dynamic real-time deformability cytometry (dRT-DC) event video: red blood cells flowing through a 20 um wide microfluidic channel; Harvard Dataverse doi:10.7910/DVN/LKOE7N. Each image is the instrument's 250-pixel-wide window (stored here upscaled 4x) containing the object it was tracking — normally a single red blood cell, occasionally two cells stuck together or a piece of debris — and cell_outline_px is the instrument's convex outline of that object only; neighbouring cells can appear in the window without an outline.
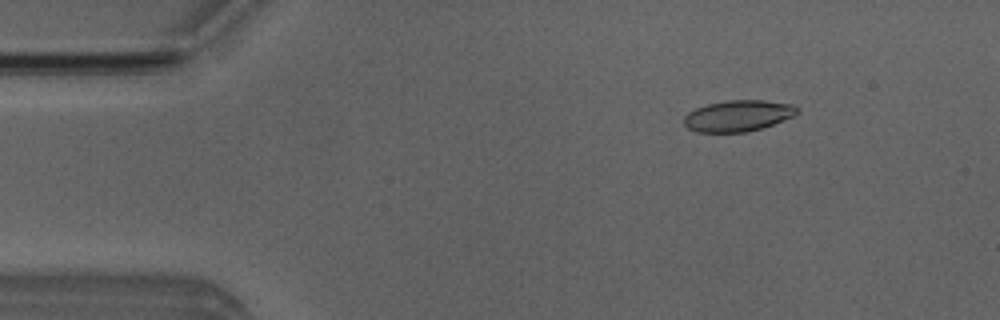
{"species": "Egyptian fruit bat (a non-hibernating species)", "species_latin": "Rousettus aegyptiacus", "temperature_condition": "room temperature", "stored_images_in_passage": 51, "camera_frame_rate_fps": 3000, "um_per_image_px": 0.085, "animal": {"sex": "male"}, "frame": {"image": 1, "passage_image": 7, "time_ms": 2.0, "image_size_px": [1000, 320], "cell_outline_px": [[800, 112], [792, 116], [772, 124], [760, 128], [744, 132], [696, 132], [688, 128], [684, 124], [684, 116], [688, 112], [696, 108], [708, 104], [728, 100], [764, 100], [792, 104], [800, 108]], "centroid_in_image_um": [62.73, 9.83], "position_along_channel_um": 22.3, "area_um2": 20.46}}
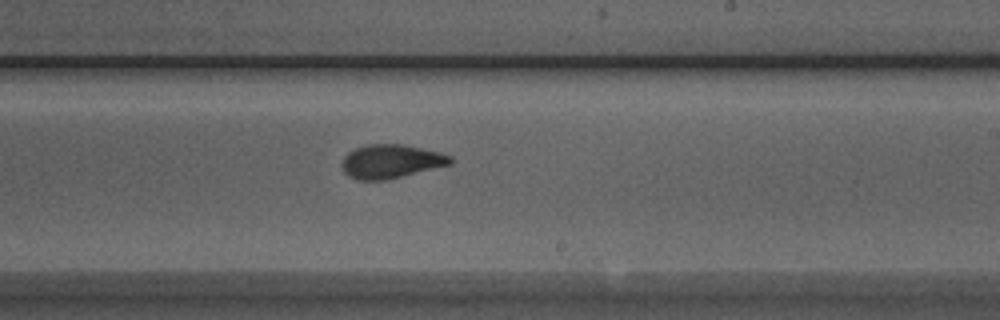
{"frame": {"image": 2, "passage_image": 30, "time_ms": 9.667, "image_size_px": [1000, 320], "cell_outline_px": [[452, 164], [388, 180], [356, 180], [348, 176], [344, 172], [340, 164], [344, 156], [348, 152], [356, 148], [368, 144], [400, 144], [440, 152], [452, 156]], "centroid_in_image_um": [33.21, 13.73], "position_along_channel_um": 255.8, "area_um2": 21.5}}
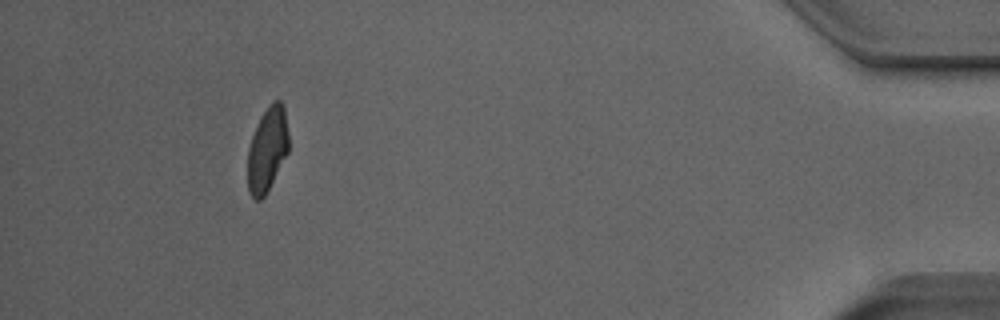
{"frame": {"image": 3, "passage_image": 47, "time_ms": 15.333, "image_size_px": [1000, 320], "cell_outline_px": [[288, 152], [264, 196], [260, 200], [256, 200], [248, 192], [248, 148], [252, 136], [260, 116], [272, 100], [280, 100], [284, 104], [288, 132]], "centroid_in_image_um": [22.72, 12.65], "position_along_channel_um": 412.5, "area_um2": 20.11}, "authors_computed_cell_mechanics": {"area_um2": 21.0392, "velocity_mm_per_s": 3.9869, "shape_relaxation_time_tau1_ms": 5.0624, "shape_relaxation_time_tau2_ms": 1.5785, "deformation_change_tau1": 0.1699, "deformation_change_tau2": 0.0656}}